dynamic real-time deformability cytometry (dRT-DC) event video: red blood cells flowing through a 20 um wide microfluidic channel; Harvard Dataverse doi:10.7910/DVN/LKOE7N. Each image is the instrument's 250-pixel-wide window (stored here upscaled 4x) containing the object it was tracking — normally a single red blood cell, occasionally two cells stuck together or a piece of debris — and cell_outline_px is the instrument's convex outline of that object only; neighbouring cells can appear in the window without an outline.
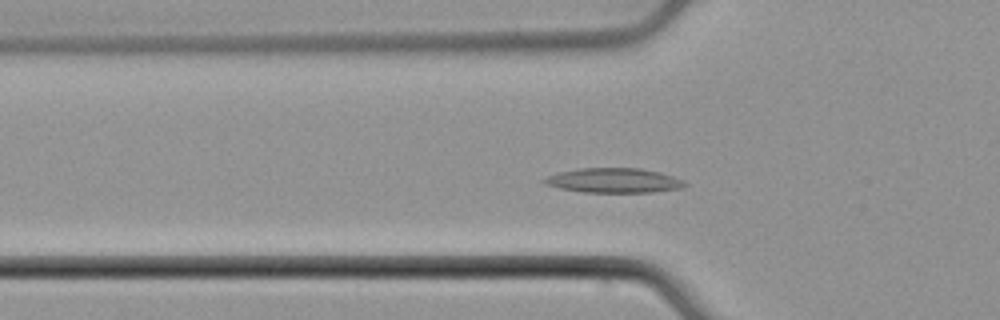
{"species": "common noctule bat (a hibernating species)", "species_latin": "Nyctalus noctula", "temperature_condition": "cold", "stored_images_in_passage": 50, "camera_frame_rate_fps": 3000, "um_per_image_px": 0.085, "animal": {"sex": "male", "body_mass_g": 21.5, "forearm_length_mm": 52.0}, "frame": {"image": 1, "passage_image": 15, "time_ms": 4.667, "image_size_px": [1000, 320], "cell_outline_px": [[688, 184], [684, 188], [652, 192], [584, 192], [560, 188], [548, 184], [540, 180], [548, 176], [560, 172], [580, 168], [640, 168], [660, 172], [684, 180]], "centroid_in_image_um": [52.23, 15.34], "position_along_channel_um": 73.6, "area_um2": 20.11}}
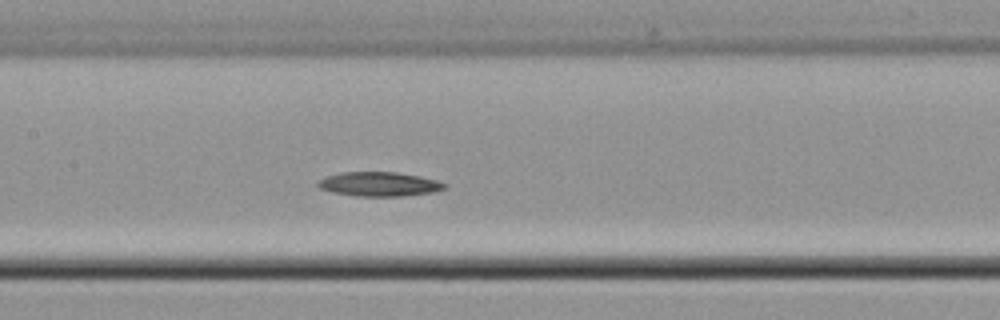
{"frame": {"image": 2, "passage_image": 23, "time_ms": 7.333, "image_size_px": [1000, 320], "cell_outline_px": [[448, 188], [432, 192], [404, 196], [356, 196], [332, 192], [320, 188], [316, 184], [324, 176], [340, 172], [396, 172], [420, 176], [436, 180], [448, 184]], "centroid_in_image_um": [32.24, 15.65], "position_along_channel_um": 175.2, "area_um2": 18.03}}
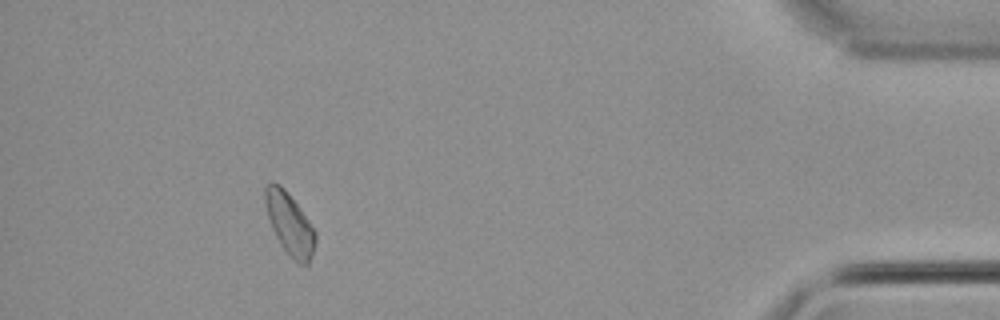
{"frame": {"image": 3, "passage_image": 46, "time_ms": 15.0, "image_size_px": [1000, 320], "cell_outline_px": [[316, 240], [312, 256], [308, 264], [296, 264], [292, 260], [280, 244], [272, 228], [264, 204], [264, 184], [272, 180], [280, 184], [284, 188], [300, 208], [316, 232]], "centroid_in_image_um": [24.6, 19.01], "position_along_channel_um": 410.6, "area_um2": 18.38}}